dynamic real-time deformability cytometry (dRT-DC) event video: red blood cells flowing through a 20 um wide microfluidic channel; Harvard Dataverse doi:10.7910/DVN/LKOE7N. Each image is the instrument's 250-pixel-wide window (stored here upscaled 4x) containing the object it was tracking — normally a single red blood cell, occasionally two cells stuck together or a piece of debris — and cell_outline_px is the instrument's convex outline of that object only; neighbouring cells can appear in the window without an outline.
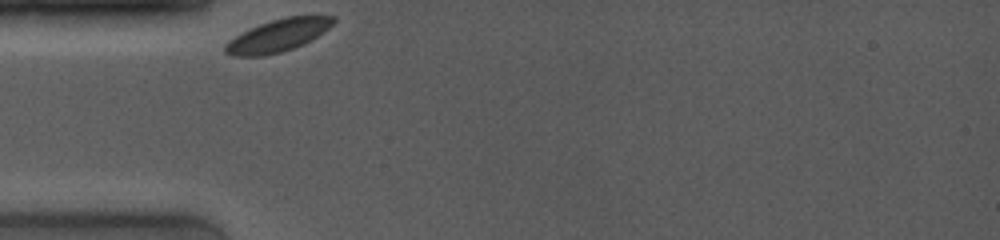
{"species": "common noctule bat (a hibernating species)", "species_latin": "Nyctalus noctula", "temperature_condition": "room temperature", "stored_images_in_passage": 3, "camera_frame_rate_fps": 4000, "um_per_image_px": 0.085, "animal": {"sex": "female", "body_mass_g": 19.0, "forearm_length_mm": 53.3}, "frame": {"image": 1, "passage_image": 1, "time_ms": 0.0, "image_size_px": [1000, 240], "cell_outline_px": [[336, 20], [328, 28], [304, 44], [280, 52], [264, 56], [232, 56], [224, 52], [224, 44], [236, 36], [260, 24], [284, 16], [336, 16]], "centroid_in_image_um": [23.61, 3.02], "position_along_channel_um": 61.4, "area_um2": 20.11}}